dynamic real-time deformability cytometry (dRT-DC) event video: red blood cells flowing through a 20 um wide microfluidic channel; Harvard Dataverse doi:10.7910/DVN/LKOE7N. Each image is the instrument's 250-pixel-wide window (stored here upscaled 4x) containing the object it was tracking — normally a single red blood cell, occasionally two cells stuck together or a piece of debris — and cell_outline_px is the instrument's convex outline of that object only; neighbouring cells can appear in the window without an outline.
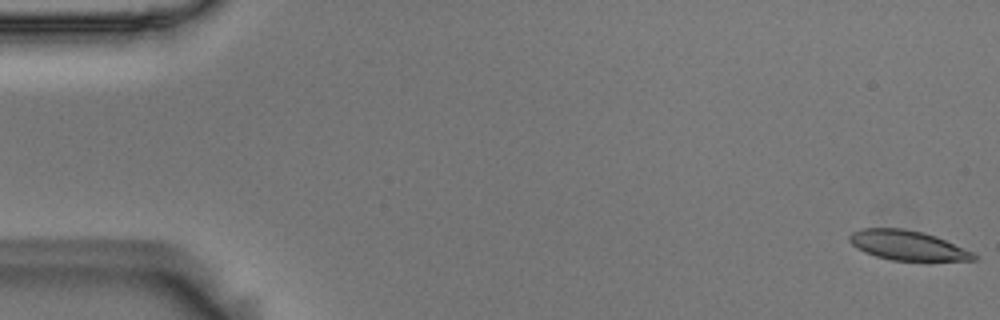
{"species": "Egyptian fruit bat (a non-hibernating species)", "species_latin": "Rousettus aegyptiacus", "temperature_condition": "room temperature", "stored_images_in_passage": 17, "camera_frame_rate_fps": 3000, "um_per_image_px": 0.085, "animal": {"sex": "male"}, "frame": {"image": 1, "passage_image": 1, "time_ms": 0.0, "image_size_px": [1000, 320], "cell_outline_px": [[980, 256], [976, 260], [892, 260], [876, 256], [864, 252], [856, 248], [848, 240], [848, 236], [852, 232], [860, 228], [904, 228], [924, 232], [936, 236], [972, 252]], "centroid_in_image_um": [77.1, 20.84], "position_along_channel_um": 7.9, "area_um2": 21.44}}
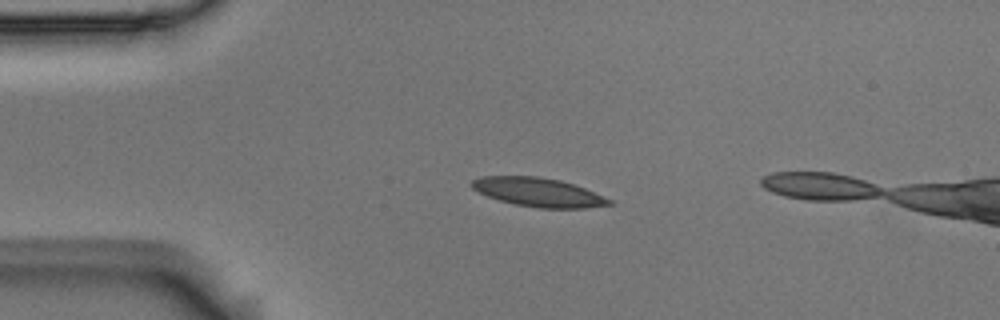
{"frame": {"image": 2, "passage_image": 13, "time_ms": 4.0, "image_size_px": [1000, 320], "cell_outline_px": [[616, 204], [584, 208], [540, 208], [516, 204], [500, 200], [488, 196], [472, 188], [468, 184], [472, 180], [480, 176], [536, 176], [560, 180], [584, 188], [612, 200]], "centroid_in_image_um": [45.75, 16.33], "position_along_channel_um": 39.3, "area_um2": 22.95}}